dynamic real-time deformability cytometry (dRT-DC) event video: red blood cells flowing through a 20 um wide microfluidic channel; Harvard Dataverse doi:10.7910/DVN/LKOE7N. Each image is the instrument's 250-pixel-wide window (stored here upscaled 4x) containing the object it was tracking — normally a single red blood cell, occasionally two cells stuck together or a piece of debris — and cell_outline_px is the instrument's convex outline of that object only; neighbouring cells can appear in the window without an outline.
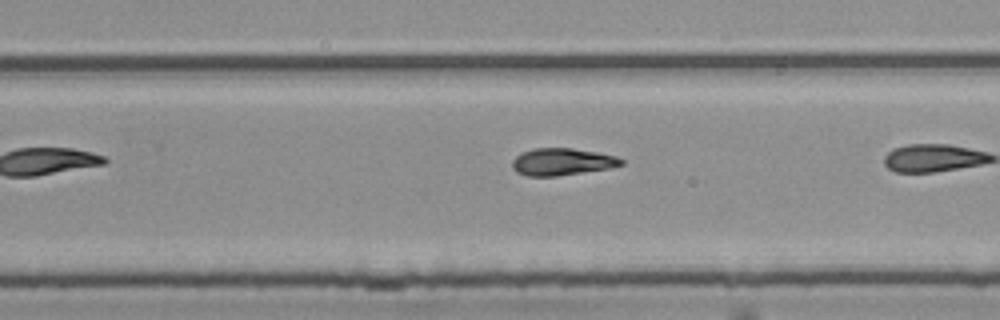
{"species": "common noctule bat (a hibernating species)", "species_latin": "Nyctalus noctula", "temperature_condition": "room temperature", "stored_images_in_passage": 27, "camera_frame_rate_fps": 3000, "um_per_image_px": 0.085, "animal": {"sex": "female", "body_mass_g": 25.1}, "frame": {"image": 1, "passage_image": 23, "time_ms": 7.333, "image_size_px": [1000, 320], "cell_outline_px": [[624, 164], [608, 168], [556, 176], [528, 176], [516, 172], [512, 168], [512, 160], [520, 152], [532, 148], [572, 148], [596, 152], [616, 156], [624, 160]], "centroid_in_image_um": [47.73, 13.74], "position_along_channel_um": 282.1, "area_um2": 17.22}}